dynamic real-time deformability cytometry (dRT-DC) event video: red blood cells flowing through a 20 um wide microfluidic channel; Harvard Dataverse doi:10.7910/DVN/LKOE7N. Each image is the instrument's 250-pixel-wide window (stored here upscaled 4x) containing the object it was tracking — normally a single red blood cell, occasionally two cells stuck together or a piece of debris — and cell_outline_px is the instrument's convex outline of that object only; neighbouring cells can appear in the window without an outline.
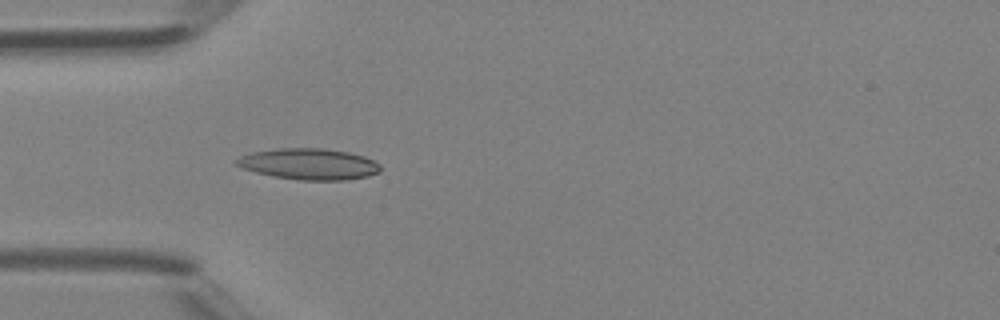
{"species": "Egyptian fruit bat (a non-hibernating species)", "species_latin": "Rousettus aegyptiacus", "temperature_condition": "room temperature", "stored_images_in_passage": 36, "camera_frame_rate_fps": 3000, "um_per_image_px": 0.085, "animal": {"sex": "female"}, "frame": {"image": 1, "passage_image": 3, "time_ms": 0.667, "image_size_px": [1000, 320], "cell_outline_px": [[380, 172], [368, 176], [344, 180], [300, 180], [272, 176], [256, 172], [244, 168], [236, 164], [232, 160], [240, 156], [252, 152], [280, 148], [320, 148], [348, 152], [364, 156], [380, 164]], "centroid_in_image_um": [26.25, 13.94], "position_along_channel_um": 58.7, "area_um2": 26.07}}
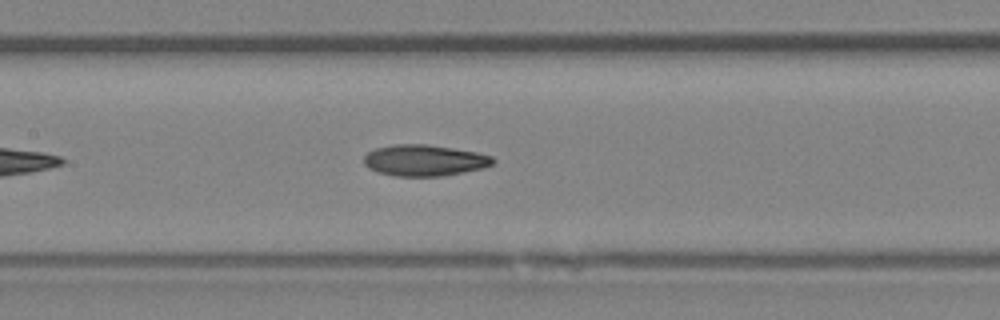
{"frame": {"image": 2, "passage_image": 11, "time_ms": 3.333, "image_size_px": [1000, 320], "cell_outline_px": [[496, 160], [492, 164], [480, 168], [440, 176], [396, 176], [380, 172], [368, 168], [364, 164], [364, 156], [368, 152], [376, 148], [392, 144], [428, 144], [476, 152], [492, 156]], "centroid_in_image_um": [36.04, 13.61], "position_along_channel_um": 171.4, "area_um2": 23.24}}
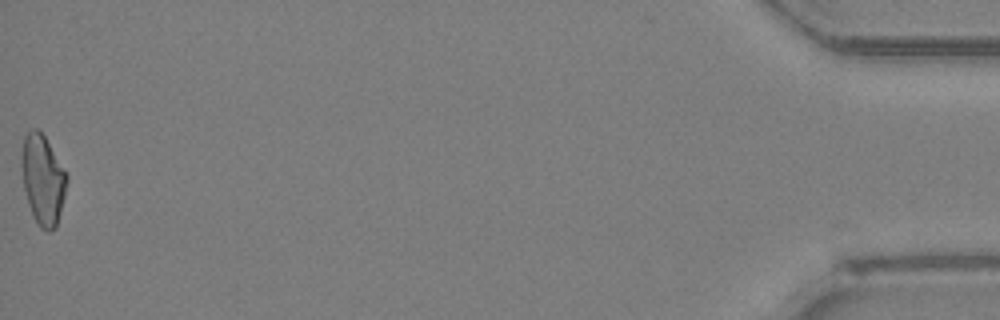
{"frame": {"image": 3, "passage_image": 36, "time_ms": 11.667, "image_size_px": [1000, 320], "cell_outline_px": [[68, 180], [56, 228], [48, 232], [40, 228], [36, 224], [28, 204], [24, 188], [20, 164], [20, 156], [24, 136], [32, 128], [36, 128], [44, 136], [68, 176]], "centroid_in_image_um": [3.61, 15.29], "position_along_channel_um": 431.6, "area_um2": 23.7}, "authors_computed_cell_mechanics": {"area_um2": 23.2356, "velocity_mm_per_s": 4.3628, "shape_relaxation_time_tau1_ms": 7.8505, "shape_relaxation_time_tau2_ms": 4.1149, "deformation_change_tau1": 0.2006, "deformation_change_tau2": 0.1247}}